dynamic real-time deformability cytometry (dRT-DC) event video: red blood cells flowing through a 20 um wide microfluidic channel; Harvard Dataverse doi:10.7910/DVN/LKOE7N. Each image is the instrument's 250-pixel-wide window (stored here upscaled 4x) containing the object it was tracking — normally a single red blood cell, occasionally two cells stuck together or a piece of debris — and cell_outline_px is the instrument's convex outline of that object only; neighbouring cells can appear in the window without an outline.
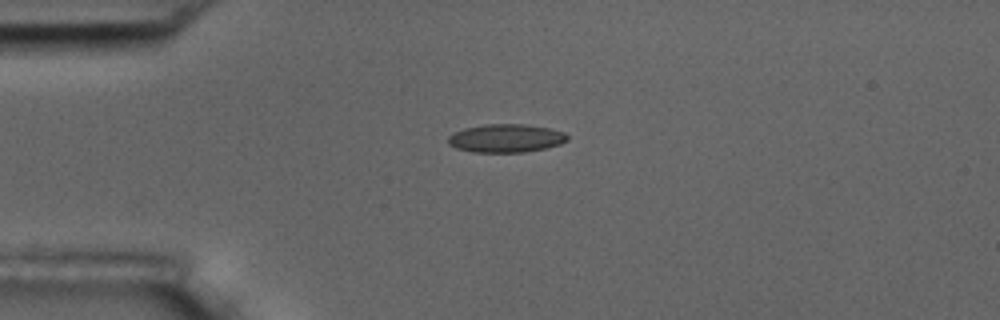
{"species": "common noctule bat (a hibernating species)", "species_latin": "Nyctalus noctula", "temperature_condition": "room temperature", "stored_images_in_passage": 2, "camera_frame_rate_fps": 3000, "um_per_image_px": 0.085, "animal": {"sex": "male", "body_mass_g": 17.5, "forearm_length_mm": 52.3}, "frame": {"image": 1, "passage_image": 1, "time_ms": 0.0, "image_size_px": [1000, 320], "cell_outline_px": [[568, 140], [560, 144], [544, 148], [524, 152], [472, 152], [456, 148], [448, 144], [448, 136], [452, 132], [464, 128], [488, 124], [524, 124], [548, 128], [564, 132], [568, 136]], "centroid_in_image_um": [42.97, 11.75], "position_along_channel_um": 42.0, "area_um2": 19.65}}